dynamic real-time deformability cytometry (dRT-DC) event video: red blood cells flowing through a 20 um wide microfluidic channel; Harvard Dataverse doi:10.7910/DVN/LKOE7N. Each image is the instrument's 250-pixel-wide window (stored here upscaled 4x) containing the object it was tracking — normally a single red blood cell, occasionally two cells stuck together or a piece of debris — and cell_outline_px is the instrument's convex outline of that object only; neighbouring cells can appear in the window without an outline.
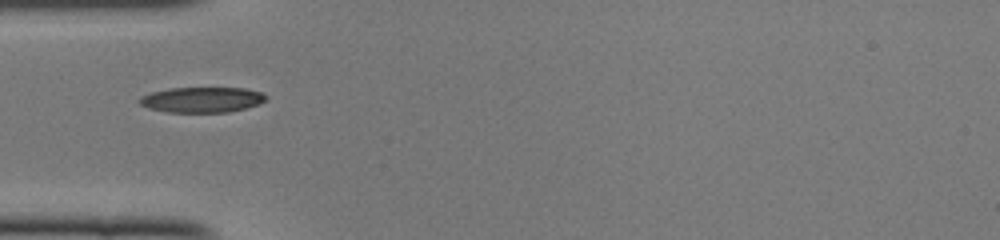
{"species": "common noctule bat (a hibernating species)", "species_latin": "Nyctalus noctula", "temperature_condition": "cold", "stored_images_in_passage": 35, "camera_frame_rate_fps": 3000, "um_per_image_px": 0.085, "animal": {"sex": "female", "body_mass_g": 22.0, "forearm_length_mm": 56.7}, "frame": {"image": 1, "passage_image": 1, "time_ms": 0.0, "image_size_px": [1000, 240], "cell_outline_px": [[268, 96], [260, 104], [228, 112], [168, 112], [148, 108], [140, 104], [136, 100], [140, 96], [152, 92], [172, 88], [244, 88], [260, 92]], "centroid_in_image_um": [17.13, 8.47], "position_along_channel_um": 67.9, "area_um2": 18.67}}
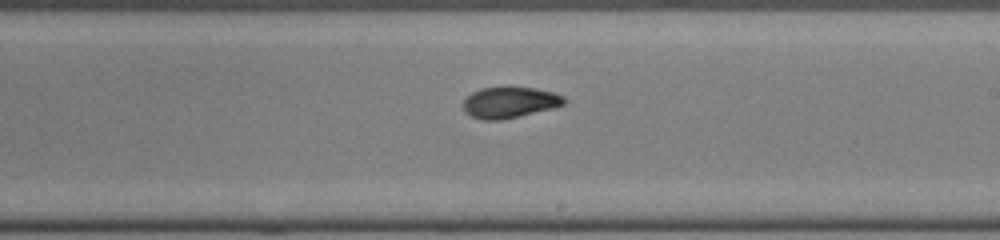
{"frame": {"image": 2, "passage_image": 14, "time_ms": 4.333, "image_size_px": [1000, 240], "cell_outline_px": [[568, 100], [564, 104], [556, 108], [520, 116], [500, 120], [480, 120], [472, 116], [464, 108], [464, 100], [472, 92], [480, 88], [536, 88], [552, 92], [564, 96]], "centroid_in_image_um": [43.38, 8.72], "position_along_channel_um": 245.6, "area_um2": 18.15}}
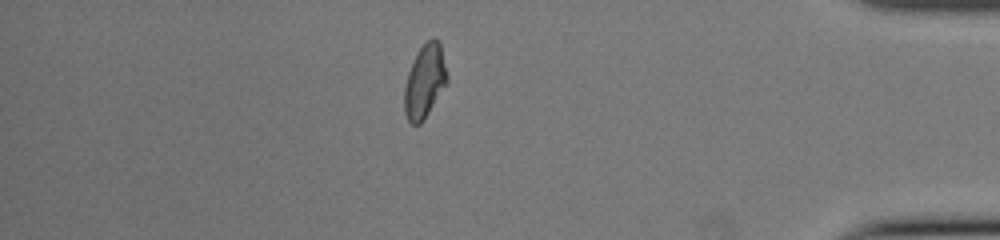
{"frame": {"image": 3, "passage_image": 28, "time_ms": 9.0, "image_size_px": [1000, 240], "cell_outline_px": [[448, 80], [424, 120], [420, 124], [412, 124], [408, 120], [404, 112], [404, 88], [408, 72], [420, 48], [432, 36], [440, 44], [448, 76]], "centroid_in_image_um": [36.09, 6.94], "position_along_channel_um": 399.1, "area_um2": 17.98}, "authors_computed_cell_mechanics": {"area_um2": 18.207, "velocity_mm_per_s": 4.1111, "shape_relaxation_time_tau1_ms": 6.3874, "shape_relaxation_time_tau2_ms": 2.3272, "deformation_change_tau1": 0.1643, "deformation_change_tau2": 0.0699}}